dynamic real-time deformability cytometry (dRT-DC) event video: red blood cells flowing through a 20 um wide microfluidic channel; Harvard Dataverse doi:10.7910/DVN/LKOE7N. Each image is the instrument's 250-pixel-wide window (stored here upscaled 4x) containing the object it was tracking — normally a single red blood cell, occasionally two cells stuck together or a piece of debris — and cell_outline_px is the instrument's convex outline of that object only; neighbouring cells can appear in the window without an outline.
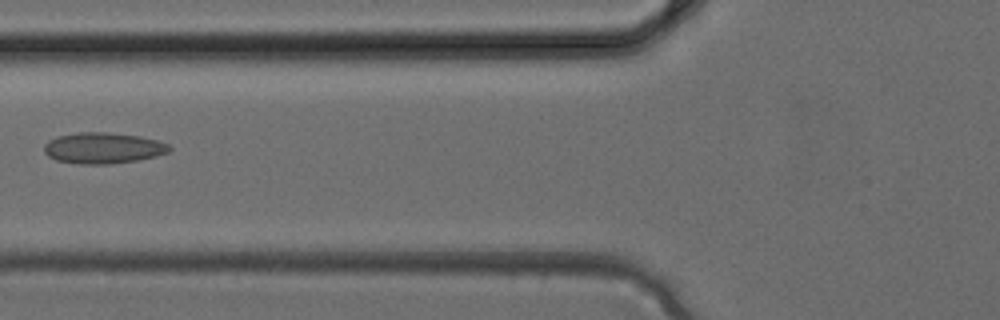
{"species": "common noctule bat (a hibernating species)", "species_latin": "Nyctalus noctula", "temperature_condition": "cold", "stored_images_in_passage": 4, "camera_frame_rate_fps": 3000, "um_per_image_px": 0.085, "animal": {"sex": "female", "body_mass_g": 24.6, "forearm_length_mm": 56.2}, "frame": {"image": 1, "passage_image": 4, "time_ms": 1.0, "image_size_px": [1000, 320], "cell_outline_px": [[172, 148], [168, 152], [156, 156], [136, 160], [108, 164], [76, 164], [56, 160], [48, 156], [44, 152], [44, 144], [48, 140], [56, 136], [80, 132], [104, 132], [140, 136], [156, 140], [168, 144]], "centroid_in_image_um": [8.72, 12.58], "position_along_channel_um": 117.1, "area_um2": 22.66}}